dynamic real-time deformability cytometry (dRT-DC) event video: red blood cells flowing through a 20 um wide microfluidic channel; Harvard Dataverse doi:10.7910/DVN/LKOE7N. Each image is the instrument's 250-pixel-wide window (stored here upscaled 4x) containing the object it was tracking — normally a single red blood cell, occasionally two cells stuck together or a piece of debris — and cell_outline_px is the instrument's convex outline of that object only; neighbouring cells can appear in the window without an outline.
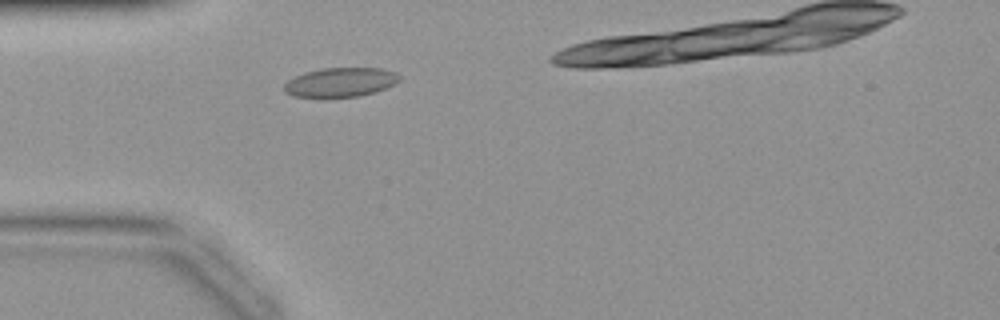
{"species": "common noctule bat (a hibernating species)", "species_latin": "Nyctalus noctula", "temperature_condition": "warm", "stored_images_in_passage": 18, "camera_frame_rate_fps": 3000, "um_per_image_px": 0.085, "animal": {"sex": "female", "body_mass_g": 19.9}, "frame": {"image": 1, "passage_image": 6, "time_ms": 1.667, "image_size_px": [1000, 320], "cell_outline_px": [[400, 80], [396, 84], [376, 92], [360, 96], [292, 96], [284, 92], [284, 84], [288, 80], [304, 72], [320, 68], [380, 68], [396, 72], [400, 76]], "centroid_in_image_um": [28.97, 6.97], "position_along_channel_um": 56.0, "area_um2": 19.59}}
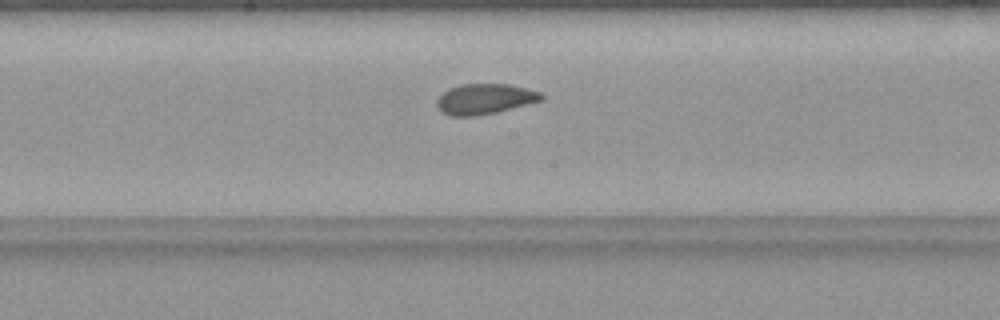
{"frame": {"image": 2, "passage_image": 16, "time_ms": 5.0, "image_size_px": [1000, 320], "cell_outline_px": [[544, 100], [496, 112], [476, 116], [452, 116], [444, 112], [436, 104], [436, 100], [448, 88], [460, 84], [508, 84], [540, 92], [544, 96]], "centroid_in_image_um": [41.21, 8.41], "position_along_channel_um": 207.0, "area_um2": 18.38}}